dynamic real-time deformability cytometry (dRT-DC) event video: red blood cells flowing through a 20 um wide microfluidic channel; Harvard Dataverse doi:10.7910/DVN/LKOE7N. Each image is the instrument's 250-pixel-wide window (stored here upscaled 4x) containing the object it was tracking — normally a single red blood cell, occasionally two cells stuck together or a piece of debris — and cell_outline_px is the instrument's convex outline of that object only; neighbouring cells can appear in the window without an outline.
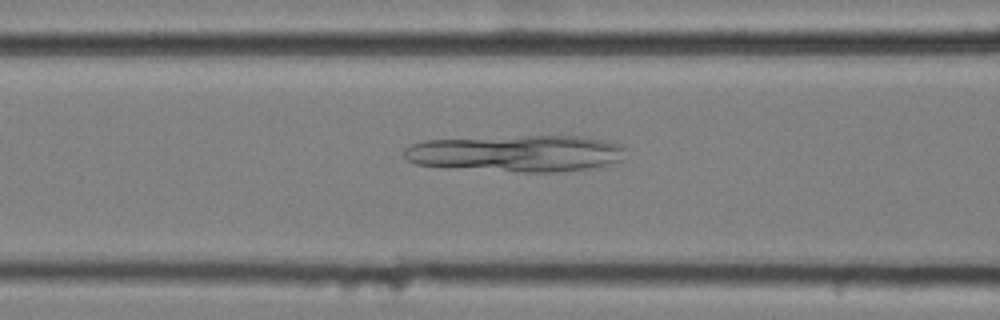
{"species": "common noctule bat (a hibernating species)", "species_latin": "Nyctalus noctula", "temperature_condition": "cold", "stored_images_in_passage": 46, "camera_frame_rate_fps": 3000, "um_per_image_px": 0.085, "animal": {"sex": "female", "body_mass_g": 25.1}, "frame": {"image": 1, "passage_image": 12, "time_ms": 3.667, "image_size_px": [1000, 320], "cell_outline_px": [[624, 148], [620, 160], [608, 164], [592, 168], [560, 172], [524, 172], [416, 164], [408, 160], [404, 156], [404, 148], [412, 144], [424, 140], [524, 136], [584, 136], [624, 144]], "centroid_in_image_um": [43.95, 13.02], "position_along_channel_um": 122.6, "area_um2": 46.88}}
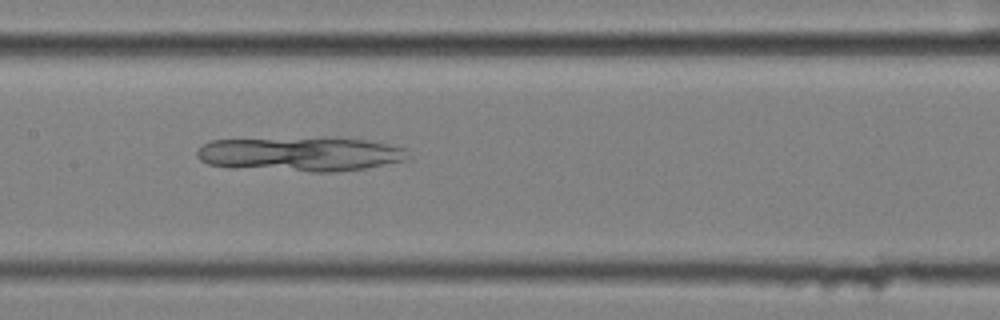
{"frame": {"image": 2, "passage_image": 17, "time_ms": 5.333, "image_size_px": [1000, 320], "cell_outline_px": [[408, 160], [364, 168], [332, 172], [312, 172], [228, 168], [208, 164], [200, 160], [196, 156], [196, 152], [204, 144], [212, 140], [332, 136], [340, 136], [368, 140], [408, 148]], "centroid_in_image_um": [25.56, 13.08], "position_along_channel_um": 181.8, "area_um2": 43.58}}
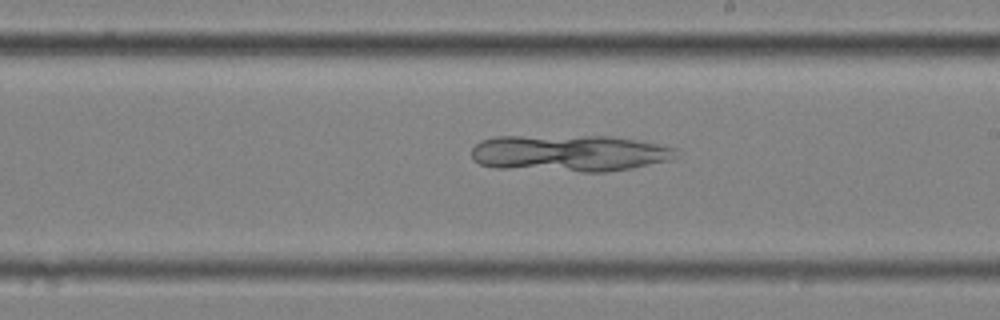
{"frame": {"image": 3, "passage_image": 22, "time_ms": 7.0, "image_size_px": [1000, 320], "cell_outline_px": [[680, 156], [672, 160], [632, 168], [604, 172], [580, 172], [496, 168], [480, 164], [472, 160], [472, 148], [480, 140], [496, 136], [612, 136], [636, 140], [680, 148]], "centroid_in_image_um": [48.45, 13.02], "position_along_channel_um": 240.6, "area_um2": 44.51}}